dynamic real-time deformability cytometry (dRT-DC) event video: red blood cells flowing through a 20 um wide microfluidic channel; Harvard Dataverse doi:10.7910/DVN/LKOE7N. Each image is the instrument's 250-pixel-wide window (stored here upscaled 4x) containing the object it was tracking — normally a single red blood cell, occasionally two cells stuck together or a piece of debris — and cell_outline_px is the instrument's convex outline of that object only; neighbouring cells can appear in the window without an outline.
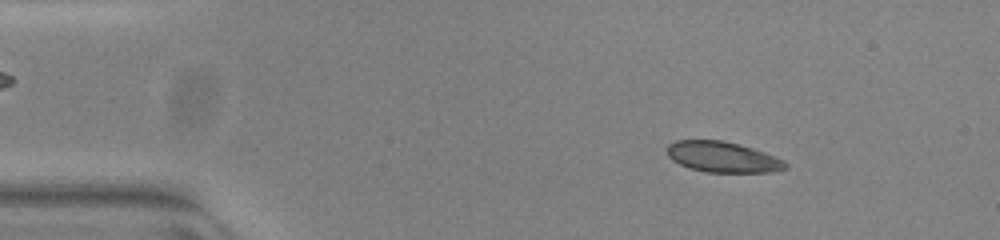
{"species": "common noctule bat (a hibernating species)", "species_latin": "Nyctalus noctula", "temperature_condition": "warm", "stored_images_in_passage": 52, "camera_frame_rate_fps": 3000, "um_per_image_px": 0.085, "animal": {"sex": "female", "body_mass_g": 23.0, "forearm_length_mm": 53.4}, "frame": {"image": 1, "passage_image": 7, "time_ms": 2.0, "image_size_px": [1000, 240], "cell_outline_px": [[788, 168], [768, 172], [708, 172], [688, 168], [672, 160], [668, 156], [668, 144], [676, 140], [724, 140], [740, 144], [764, 152], [784, 160], [788, 164]], "centroid_in_image_um": [61.43, 13.34], "position_along_channel_um": 23.6, "area_um2": 21.15}}
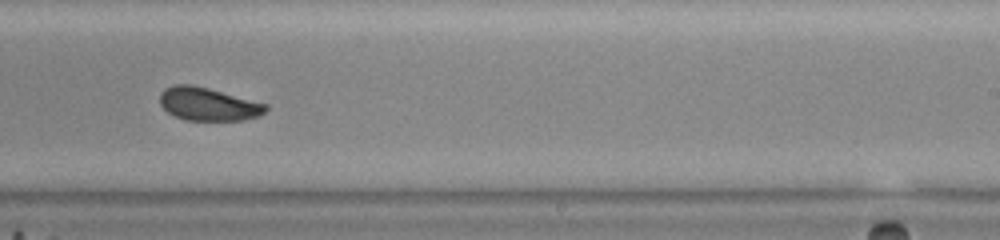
{"frame": {"image": 2, "passage_image": 32, "time_ms": 10.333, "image_size_px": [1000, 240], "cell_outline_px": [[268, 108], [260, 116], [244, 120], [188, 120], [176, 116], [168, 112], [160, 104], [160, 92], [164, 88], [176, 84], [192, 84], [208, 88], [268, 104]], "centroid_in_image_um": [17.7, 8.84], "position_along_channel_um": 271.3, "area_um2": 20.4}}
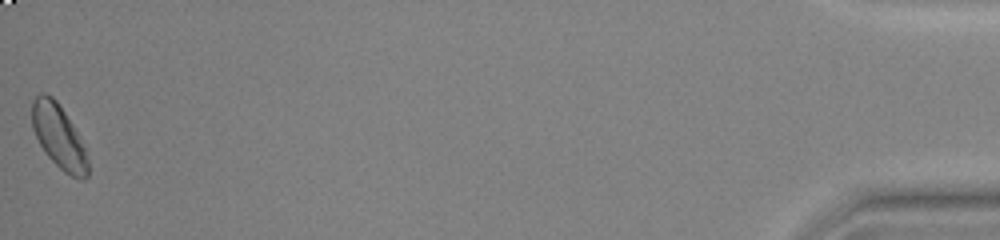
{"frame": {"image": 3, "passage_image": 52, "time_ms": 17.0, "image_size_px": [1000, 240], "cell_outline_px": [[88, 176], [84, 180], [80, 180], [64, 172], [44, 152], [32, 128], [32, 100], [40, 92], [44, 92], [52, 96], [60, 104], [72, 124], [84, 148], [88, 160]], "centroid_in_image_um": [4.98, 11.59], "position_along_channel_um": 430.2, "area_um2": 20.69}, "authors_computed_cell_mechanics": {"area_um2": 21.1548, "velocity_mm_per_s": 3.8833, "shape_relaxation_time_tau1_ms": 3.5437, "shape_relaxation_time_tau2_ms": 2.3485, "deformation_change_tau1": 0.1013, "deformation_change_tau2": 0.0474}}